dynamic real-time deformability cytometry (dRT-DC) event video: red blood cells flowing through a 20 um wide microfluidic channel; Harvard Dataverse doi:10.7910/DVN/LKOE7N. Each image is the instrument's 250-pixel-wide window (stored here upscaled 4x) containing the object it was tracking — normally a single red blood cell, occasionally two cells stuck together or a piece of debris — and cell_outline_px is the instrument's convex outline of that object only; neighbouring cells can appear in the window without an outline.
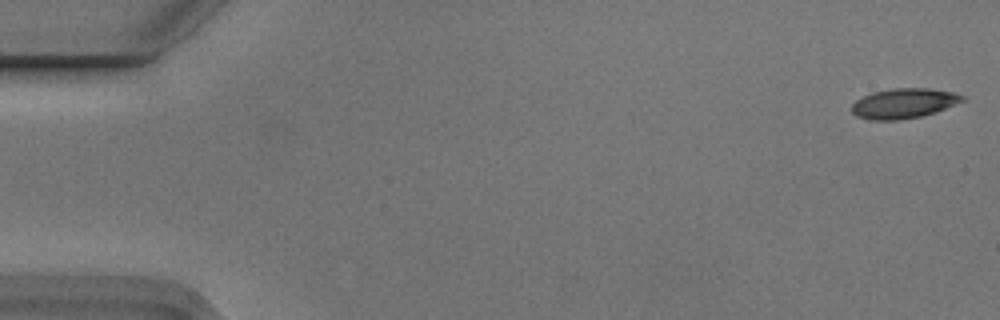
{"species": "Egyptian fruit bat (a non-hibernating species)", "species_latin": "Rousettus aegyptiacus", "temperature_condition": "cold", "stored_images_in_passage": 5, "camera_frame_rate_fps": 3000, "um_per_image_px": 0.085, "animal": {"sex": "male"}, "frame": {"image": 1, "passage_image": 1, "time_ms": 0.0, "image_size_px": [1000, 320], "cell_outline_px": [[964, 100], [944, 108], [920, 116], [896, 120], [872, 120], [856, 116], [852, 112], [852, 104], [856, 100], [872, 92], [892, 88], [928, 88], [956, 92], [964, 96]], "centroid_in_image_um": [76.79, 8.77], "position_along_channel_um": 8.2, "area_um2": 19.07}}